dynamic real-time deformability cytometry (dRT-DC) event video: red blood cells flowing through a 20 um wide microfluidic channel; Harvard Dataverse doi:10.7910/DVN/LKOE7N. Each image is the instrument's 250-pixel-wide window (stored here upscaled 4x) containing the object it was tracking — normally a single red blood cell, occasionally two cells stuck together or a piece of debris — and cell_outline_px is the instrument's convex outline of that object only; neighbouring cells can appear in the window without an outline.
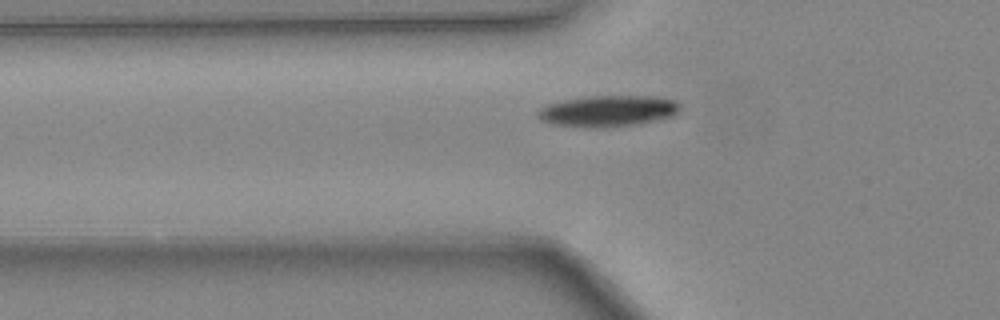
{"species": "common noctule bat (a hibernating species)", "species_latin": "Nyctalus noctula", "temperature_condition": "warm", "stored_images_in_passage": 33, "segment_of_instrument_passage": [1, 2], "camera_frame_rate_fps": 3000, "um_per_image_px": 0.085, "animal": {"sex": "female", "body_mass_g": 24.6, "forearm_length_mm": 56.2}, "frame": {"image": 1, "passage_image": 2, "time_ms": 0.333, "image_size_px": [1000, 320], "cell_outline_px": [[680, 112], [672, 116], [640, 124], [608, 128], [584, 128], [552, 124], [540, 120], [536, 116], [536, 112], [540, 108], [548, 104], [564, 100], [588, 96], [656, 96], [676, 100], [680, 104]], "centroid_in_image_um": [51.68, 9.45], "position_along_channel_um": 74.1, "area_um2": 26.41}}
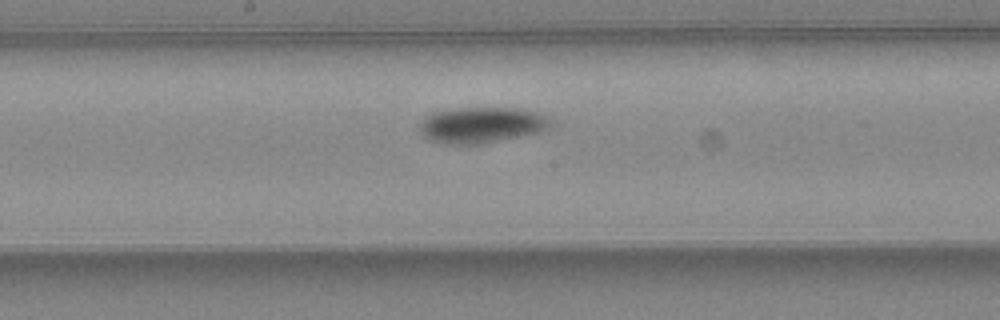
{"frame": {"image": 2, "passage_image": 11, "time_ms": 3.333, "image_size_px": [1000, 320], "cell_outline_px": [[552, 128], [540, 132], [480, 144], [440, 144], [428, 140], [420, 132], [420, 120], [432, 112], [460, 108], [516, 108], [536, 112], [548, 116], [552, 120]], "centroid_in_image_um": [40.93, 10.63], "position_along_channel_um": 207.3, "area_um2": 27.69}}
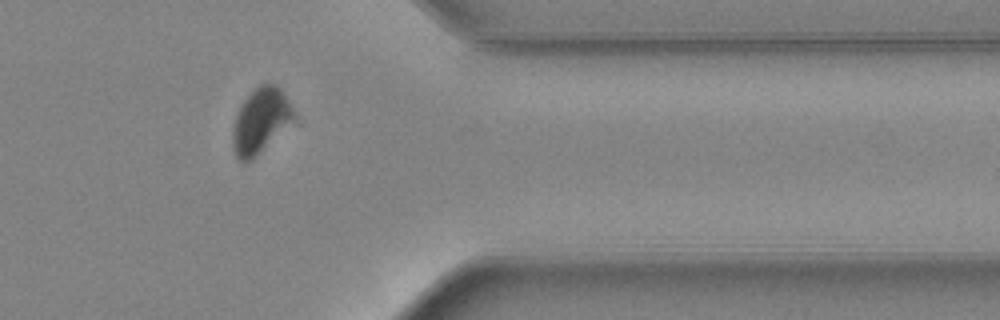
{"frame": {"image": 3, "passage_image": 24, "time_ms": 7.667, "image_size_px": [1000, 320], "cell_outline_px": [[300, 124], [252, 160], [244, 164], [236, 156], [232, 144], [232, 132], [236, 116], [240, 104], [260, 84], [276, 84], [284, 92]], "centroid_in_image_um": [22.27, 10.35], "position_along_channel_um": 389.1, "area_um2": 24.57}}